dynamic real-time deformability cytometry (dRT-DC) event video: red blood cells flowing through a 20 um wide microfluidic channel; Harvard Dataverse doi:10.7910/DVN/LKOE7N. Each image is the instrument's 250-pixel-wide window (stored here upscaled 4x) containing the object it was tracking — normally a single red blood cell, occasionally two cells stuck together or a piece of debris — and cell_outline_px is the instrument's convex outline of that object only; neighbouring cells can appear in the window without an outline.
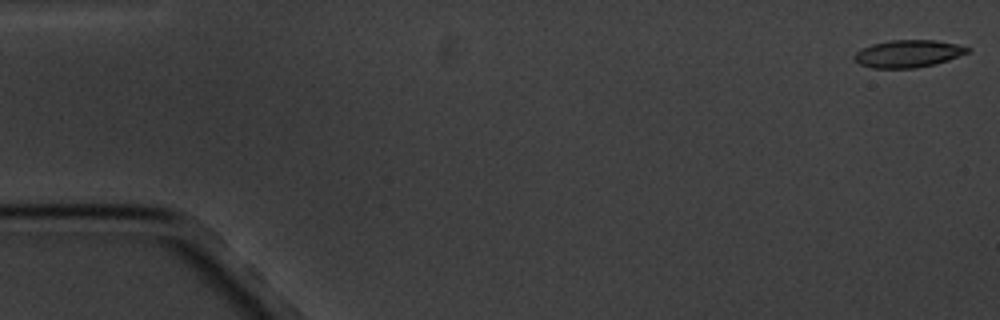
{"species": "common noctule bat (a hibernating species)", "species_latin": "Nyctalus noctula", "temperature_condition": "cold", "stored_images_in_passage": 4, "camera_frame_rate_fps": 3000, "um_per_image_px": 0.085, "animal": {"sex": "male", "body_mass_g": 20.1, "forearm_length_mm": 53.5}, "frame": {"image": 1, "passage_image": 1, "time_ms": 0.0, "image_size_px": [1000, 320], "cell_outline_px": [[972, 48], [968, 52], [948, 60], [936, 64], [916, 68], [872, 68], [860, 64], [852, 56], [856, 52], [872, 44], [892, 40], [936, 40], [956, 44]], "centroid_in_image_um": [77.2, 4.56], "position_along_channel_um": 7.8, "area_um2": 17.98}}
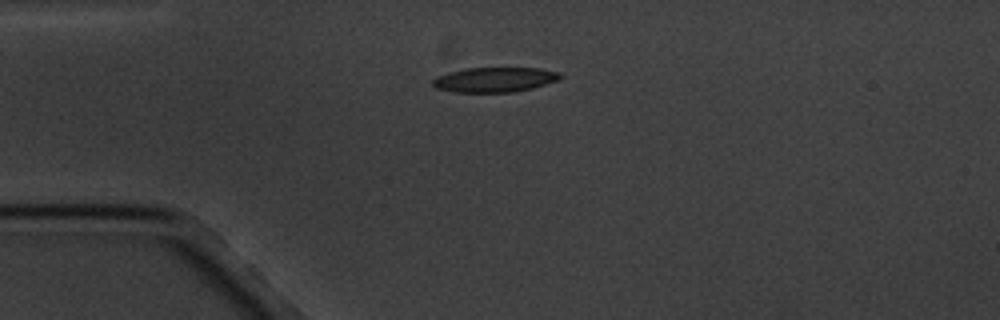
{"frame": {"image": 2, "passage_image": 4, "time_ms": 4.333, "image_size_px": [1000, 320], "cell_outline_px": [[564, 76], [560, 80], [532, 88], [512, 92], [456, 92], [436, 88], [432, 84], [432, 80], [436, 76], [448, 72], [468, 68], [540, 68], [560, 72]], "centroid_in_image_um": [42.08, 6.76], "position_along_channel_um": 42.9, "area_um2": 18.55}}